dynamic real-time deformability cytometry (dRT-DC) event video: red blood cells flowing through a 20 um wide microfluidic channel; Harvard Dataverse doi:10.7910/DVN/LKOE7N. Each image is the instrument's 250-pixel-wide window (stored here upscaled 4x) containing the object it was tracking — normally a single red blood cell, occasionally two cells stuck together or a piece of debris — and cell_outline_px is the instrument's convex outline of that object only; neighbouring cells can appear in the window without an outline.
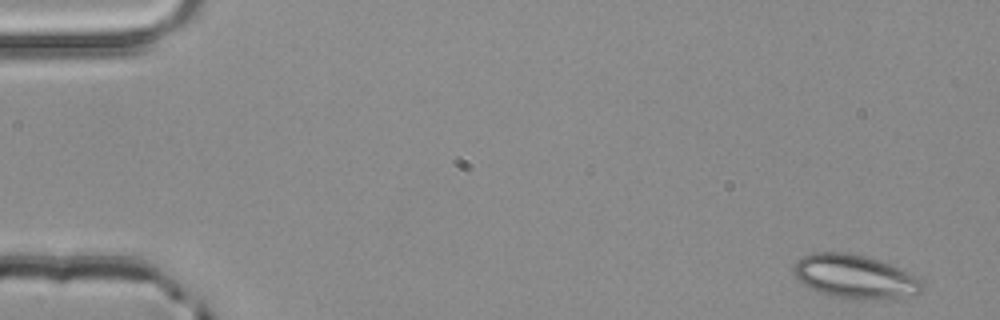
{"species": "common noctule bat (a hibernating species)", "species_latin": "Nyctalus noctula", "temperature_condition": "room temperature", "stored_images_in_passage": 4, "camera_frame_rate_fps": 3000, "um_per_image_px": 0.085, "animal": {"sex": "male", "body_mass_g": 20.4}, "frame": {"image": 1, "passage_image": 1, "time_ms": 0.0, "image_size_px": [1000, 320], "cell_outline_px": [[924, 288], [920, 292], [912, 296], [900, 300], [840, 300], [828, 296], [808, 288], [792, 272], [792, 268], [804, 256], [812, 252], [848, 252], [868, 256], [892, 264], [920, 276], [924, 280]], "centroid_in_image_um": [72.78, 23.56], "position_along_channel_um": 12.2, "area_um2": 34.28}}